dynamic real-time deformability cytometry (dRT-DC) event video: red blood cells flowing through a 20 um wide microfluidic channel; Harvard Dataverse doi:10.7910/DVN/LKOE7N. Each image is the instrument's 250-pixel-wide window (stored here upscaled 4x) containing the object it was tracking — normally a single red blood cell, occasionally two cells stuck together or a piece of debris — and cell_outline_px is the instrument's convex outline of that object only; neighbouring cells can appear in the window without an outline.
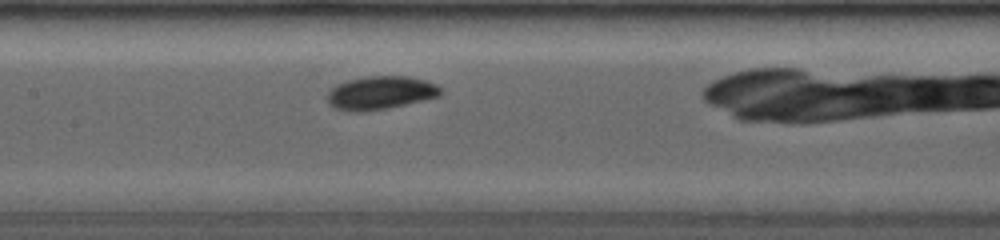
{"species": "common noctule bat (a hibernating species)", "species_latin": "Nyctalus noctula", "temperature_condition": "room temperature", "stored_images_in_passage": 15, "camera_frame_rate_fps": 4000, "um_per_image_px": 0.085, "animal": {"sex": "female", "body_mass_g": 19.0, "forearm_length_mm": 53.3}, "frame": {"image": 1, "passage_image": 11, "time_ms": 2.75, "image_size_px": [1000, 240], "cell_outline_px": [[444, 92], [440, 96], [388, 108], [364, 112], [348, 112], [336, 108], [328, 104], [328, 92], [336, 84], [348, 80], [364, 76], [408, 76], [424, 80], [436, 84]], "centroid_in_image_um": [32.33, 7.89], "position_along_channel_um": 175.1, "area_um2": 22.14}}